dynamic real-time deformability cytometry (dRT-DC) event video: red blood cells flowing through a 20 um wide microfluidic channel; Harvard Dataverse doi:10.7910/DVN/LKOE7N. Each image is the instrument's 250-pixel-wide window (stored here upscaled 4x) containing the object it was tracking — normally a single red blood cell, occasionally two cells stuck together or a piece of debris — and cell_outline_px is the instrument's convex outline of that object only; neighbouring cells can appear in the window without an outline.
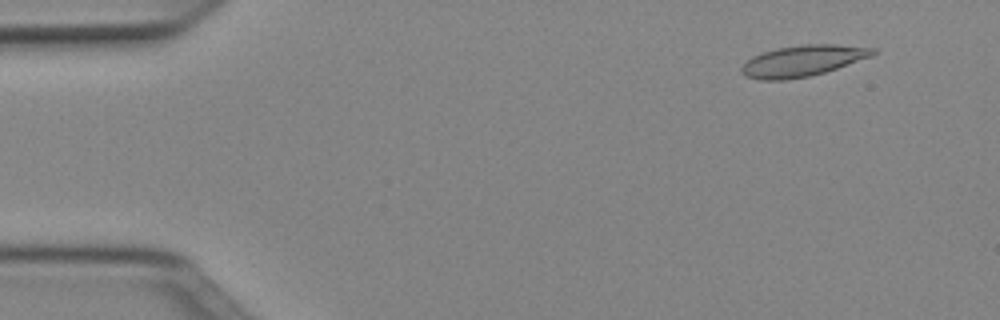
{"species": "Egyptian fruit bat (a non-hibernating species)", "species_latin": "Rousettus aegyptiacus", "temperature_condition": "cold", "stored_images_in_passage": 15, "camera_frame_rate_fps": 3000, "um_per_image_px": 0.085, "animal": {"sex": "female"}, "frame": {"image": 1, "passage_image": 5, "time_ms": 1.333, "image_size_px": [1000, 320], "cell_outline_px": [[880, 52], [872, 56], [824, 72], [808, 76], [784, 80], [760, 80], [744, 76], [740, 72], [740, 68], [752, 56], [776, 48], [804, 44], [836, 44], [876, 48]], "centroid_in_image_um": [68.23, 5.16], "position_along_channel_um": 16.8, "area_um2": 23.81}}